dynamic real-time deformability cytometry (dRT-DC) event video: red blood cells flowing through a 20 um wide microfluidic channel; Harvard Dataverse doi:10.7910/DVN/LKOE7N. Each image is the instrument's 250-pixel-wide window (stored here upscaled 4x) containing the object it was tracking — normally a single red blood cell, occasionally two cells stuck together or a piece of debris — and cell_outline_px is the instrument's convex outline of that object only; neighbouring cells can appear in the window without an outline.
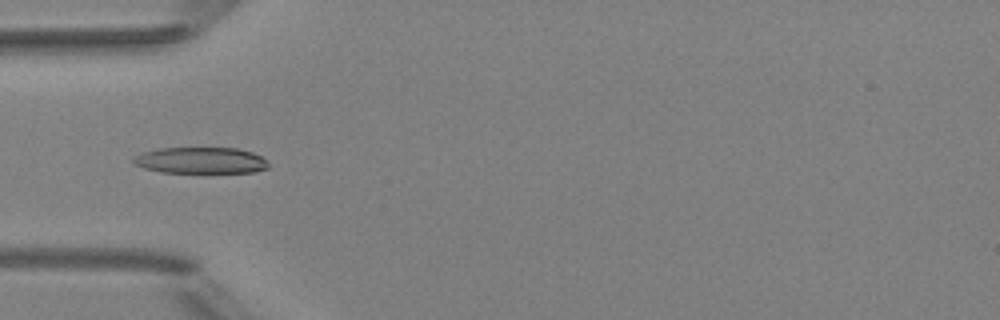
{"species": "Egyptian fruit bat (a non-hibernating species)", "species_latin": "Rousettus aegyptiacus", "temperature_condition": "room temperature", "stored_images_in_passage": 6, "camera_frame_rate_fps": 3000, "um_per_image_px": 0.085, "animal": {"sex": "female"}, "frame": {"image": 1, "passage_image": 5, "time_ms": 4.667, "image_size_px": [1000, 320], "cell_outline_px": [[268, 168], [252, 172], [160, 172], [144, 168], [132, 164], [132, 156], [144, 152], [160, 148], [236, 148], [252, 152], [260, 156], [268, 164]], "centroid_in_image_um": [17.0, 13.63], "position_along_channel_um": 68.0, "area_um2": 20.58}}
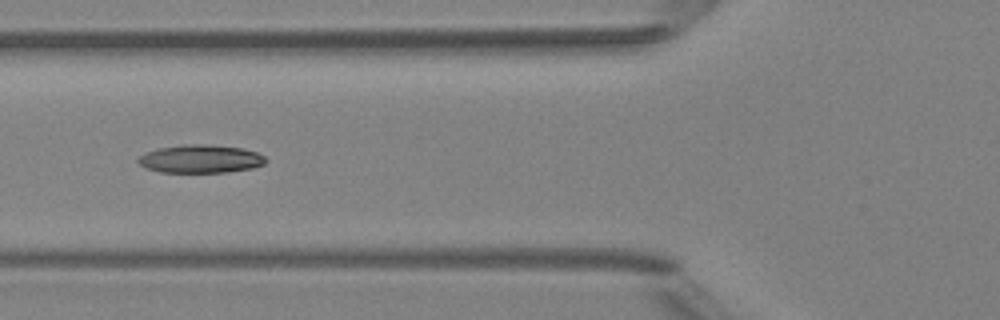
{"frame": {"image": 2, "passage_image": 6, "time_ms": 5.667, "image_size_px": [1000, 320], "cell_outline_px": [[268, 160], [264, 164], [252, 168], [228, 172], [160, 172], [144, 168], [136, 160], [144, 152], [160, 148], [184, 144], [204, 144], [244, 148], [256, 152], [264, 156]], "centroid_in_image_um": [17.04, 13.5], "position_along_channel_um": 108.8, "area_um2": 21.04}}